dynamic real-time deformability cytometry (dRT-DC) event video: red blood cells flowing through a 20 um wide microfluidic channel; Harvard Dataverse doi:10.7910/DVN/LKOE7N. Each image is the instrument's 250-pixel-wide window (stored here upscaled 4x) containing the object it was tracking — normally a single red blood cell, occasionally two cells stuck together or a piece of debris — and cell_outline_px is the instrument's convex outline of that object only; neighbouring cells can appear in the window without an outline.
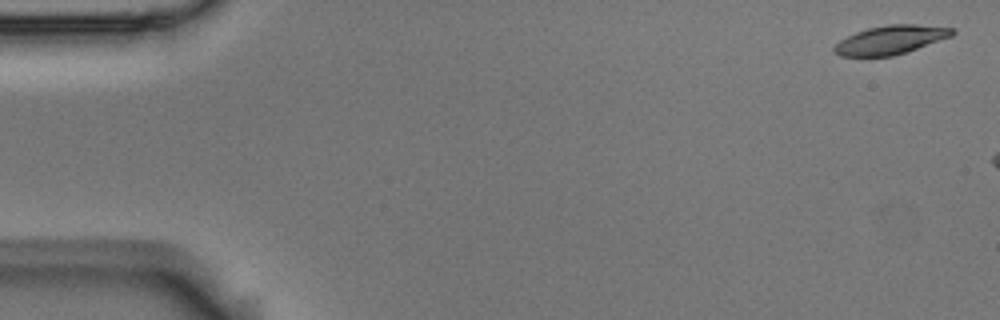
{"species": "Egyptian fruit bat (a non-hibernating species)", "species_latin": "Rousettus aegyptiacus", "temperature_condition": "room temperature", "stored_images_in_passage": 3, "camera_frame_rate_fps": 3000, "um_per_image_px": 0.085, "animal": {"sex": "male"}, "frame": {"image": 1, "passage_image": 1, "time_ms": 0.0, "image_size_px": [1000, 320], "cell_outline_px": [[956, 32], [952, 36], [892, 56], [840, 56], [832, 52], [832, 48], [840, 40], [856, 32], [868, 28], [888, 24], [916, 24], [956, 28]], "centroid_in_image_um": [75.69, 3.38], "position_along_channel_um": 9.3, "area_um2": 19.65}}